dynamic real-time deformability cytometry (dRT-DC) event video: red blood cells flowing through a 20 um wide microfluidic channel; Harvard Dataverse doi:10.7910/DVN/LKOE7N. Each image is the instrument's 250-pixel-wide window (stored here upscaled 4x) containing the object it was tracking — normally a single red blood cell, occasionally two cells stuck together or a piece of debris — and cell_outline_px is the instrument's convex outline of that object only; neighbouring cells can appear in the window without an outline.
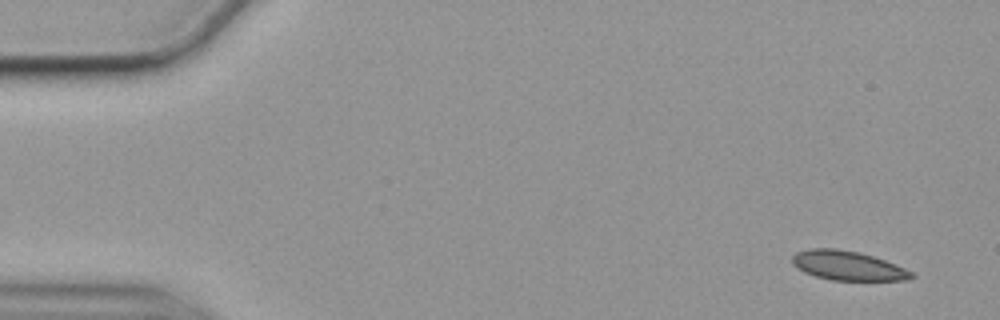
{"species": "common noctule bat (a hibernating species)", "species_latin": "Nyctalus noctula", "temperature_condition": "cold", "stored_images_in_passage": 54, "camera_frame_rate_fps": 3000, "um_per_image_px": 0.085, "animal": {"sex": "female", "body_mass_g": 19.9}, "frame": {"image": 1, "passage_image": 1, "time_ms": 0.0, "image_size_px": [1000, 320], "cell_outline_px": [[916, 276], [908, 280], [832, 280], [816, 276], [804, 272], [796, 268], [792, 264], [792, 256], [796, 252], [808, 248], [836, 248], [856, 252], [872, 256], [884, 260], [904, 268], [912, 272]], "centroid_in_image_um": [72.02, 22.58], "position_along_channel_um": 13.0, "area_um2": 20.29}}
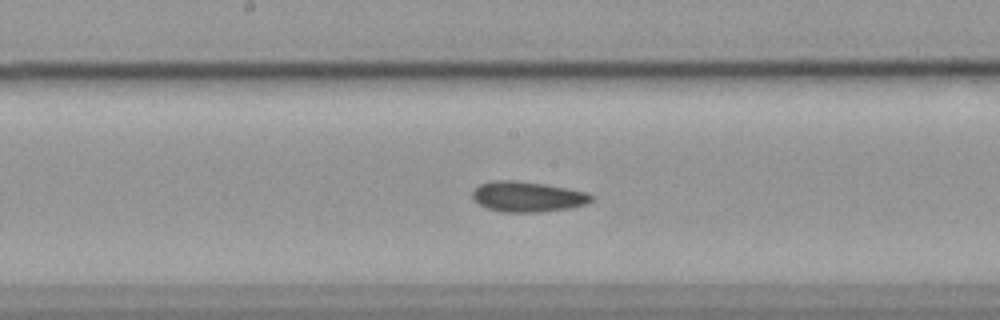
{"frame": {"image": 2, "passage_image": 27, "time_ms": 8.667, "image_size_px": [1000, 320], "cell_outline_px": [[592, 200], [588, 204], [568, 208], [540, 212], [500, 212], [488, 208], [472, 200], [472, 192], [480, 184], [492, 180], [516, 180], [544, 184], [568, 188], [588, 192], [592, 196]], "centroid_in_image_um": [44.83, 16.71], "position_along_channel_um": 203.4, "area_um2": 21.15}}
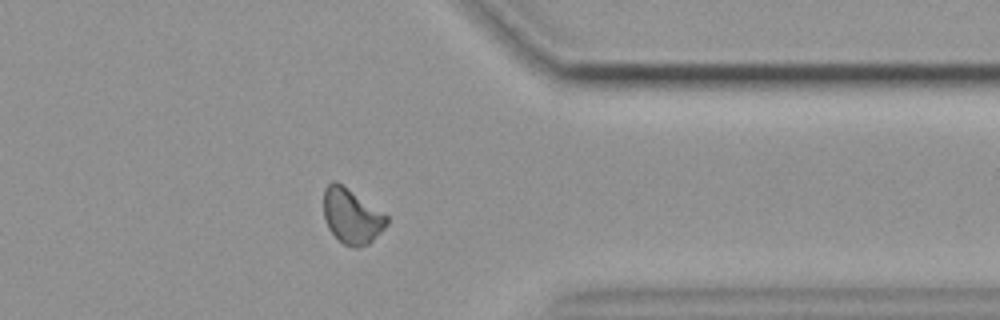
{"frame": {"image": 3, "passage_image": 43, "time_ms": 14.0, "image_size_px": [1000, 320], "cell_outline_px": [[388, 224], [368, 244], [360, 248], [352, 248], [344, 244], [328, 228], [324, 216], [324, 188], [332, 180], [336, 180], [388, 216]], "centroid_in_image_um": [29.88, 18.37], "position_along_channel_um": 381.5, "area_um2": 20.06}, "authors_computed_cell_mechanics": {"area_um2": 20.6057, "velocity_mm_per_s": 3.5213, "shape_relaxation_time_tau1_ms": 9.2388, "shape_relaxation_time_tau2_ms": 3.8951, "deformation_change_tau1": 0.1123, "deformation_change_tau2": 0.0751}}